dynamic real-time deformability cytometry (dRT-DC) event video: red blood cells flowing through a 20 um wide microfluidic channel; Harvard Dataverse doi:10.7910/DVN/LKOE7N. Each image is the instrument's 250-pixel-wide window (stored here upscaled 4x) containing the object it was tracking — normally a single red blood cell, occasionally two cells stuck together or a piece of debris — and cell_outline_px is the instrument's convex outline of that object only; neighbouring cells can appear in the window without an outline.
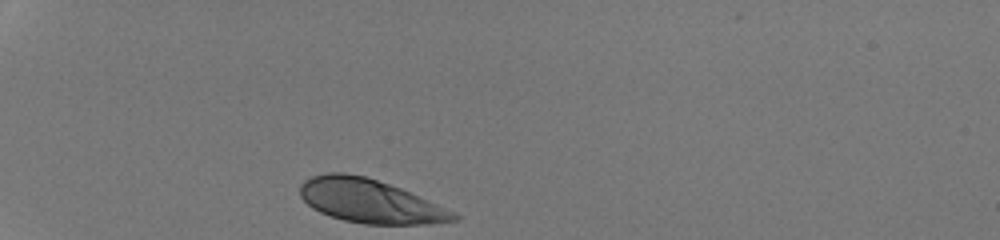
{"species": "human", "species_latin": "Homo sapiens", "temperature_condition": "room temperature", "stored_images_in_passage": 29, "camera_frame_rate_fps": 3000, "um_per_image_px": 0.085, "donor": {"sex": "male"}, "frame": {"image": 1, "passage_image": 1, "time_ms": 0.0, "image_size_px": [1000, 240], "cell_outline_px": [[460, 220], [424, 224], [364, 224], [344, 220], [320, 212], [312, 208], [300, 196], [300, 184], [304, 180], [312, 176], [328, 172], [344, 172], [364, 176], [400, 188], [456, 212], [460, 216]], "centroid_in_image_um": [31.44, 17.09], "position_along_channel_um": 53.6, "area_um2": 38.9}}
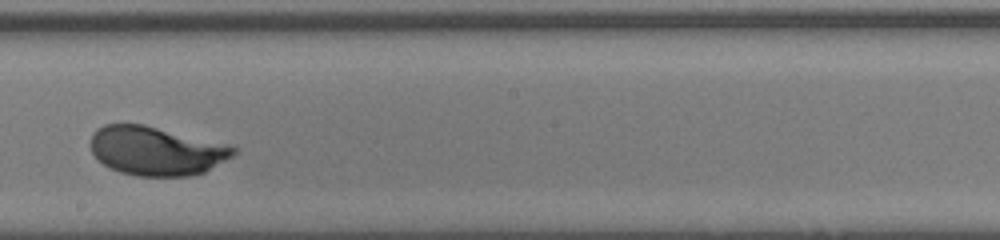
{"frame": {"image": 2, "passage_image": 17, "time_ms": 5.333, "image_size_px": [1000, 240], "cell_outline_px": [[236, 152], [232, 156], [204, 172], [192, 176], [136, 176], [120, 172], [104, 164], [92, 152], [88, 144], [92, 132], [96, 128], [104, 124], [144, 124], [236, 148]], "centroid_in_image_um": [13.18, 12.83], "position_along_channel_um": 235.0, "area_um2": 40.17}}
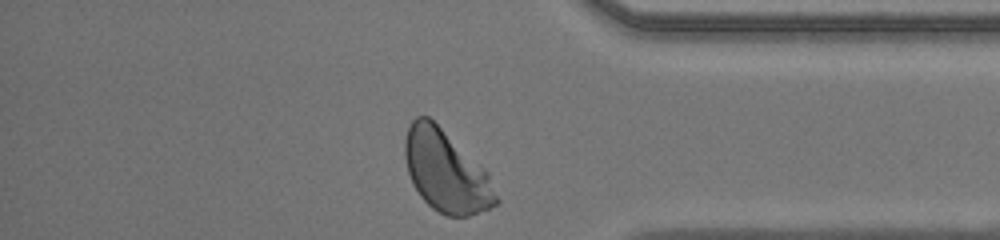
{"frame": {"image": 3, "passage_image": 29, "time_ms": 9.333, "image_size_px": [1000, 240], "cell_outline_px": [[500, 200], [496, 204], [488, 208], [468, 216], [448, 216], [432, 208], [420, 196], [412, 184], [408, 172], [404, 156], [404, 140], [408, 128], [412, 120], [416, 116], [428, 116], [484, 168], [488, 172]], "centroid_in_image_um": [37.9, 14.57], "position_along_channel_um": 397.3, "area_um2": 43.06}, "authors_computed_cell_mechanics": {"area_um2": 40.4022, "velocity_mm_per_s": 4.2163, "shape_relaxation_time_tau1_ms": 1.895, "shape_relaxation_time_tau2_ms": null, "deformation_change_tau1": 0.1373, "deformation_change_tau2": null}}